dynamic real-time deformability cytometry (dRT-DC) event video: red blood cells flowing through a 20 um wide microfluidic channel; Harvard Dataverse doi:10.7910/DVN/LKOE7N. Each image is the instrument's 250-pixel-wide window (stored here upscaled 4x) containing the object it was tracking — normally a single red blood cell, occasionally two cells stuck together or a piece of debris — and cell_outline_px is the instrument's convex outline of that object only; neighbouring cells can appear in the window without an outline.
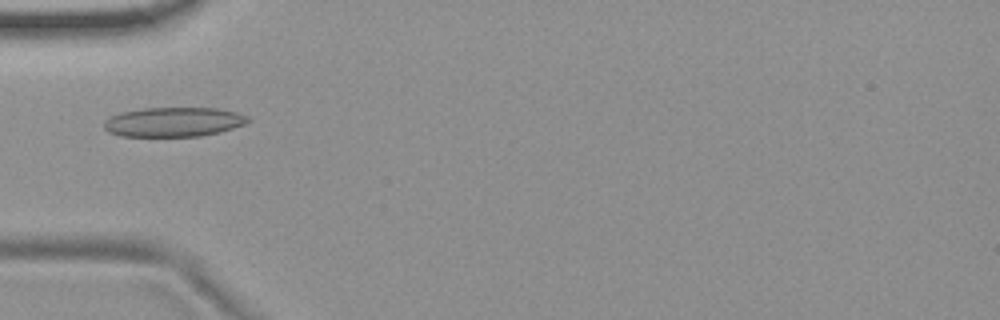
{"species": "common noctule bat (a hibernating species)", "species_latin": "Nyctalus noctula", "temperature_condition": "room temperature", "stored_images_in_passage": 6, "camera_frame_rate_fps": 3000, "um_per_image_px": 0.085, "animal": {"sex": "female", "body_mass_g": 19.9}, "frame": {"image": 1, "passage_image": 2, "time_ms": 1.333, "image_size_px": [1000, 320], "cell_outline_px": [[252, 120], [244, 124], [220, 132], [200, 136], [120, 136], [108, 132], [104, 128], [104, 120], [120, 112], [144, 108], [216, 108], [236, 112], [248, 116]], "centroid_in_image_um": [14.75, 10.36], "position_along_channel_um": 70.2, "area_um2": 24.74}}
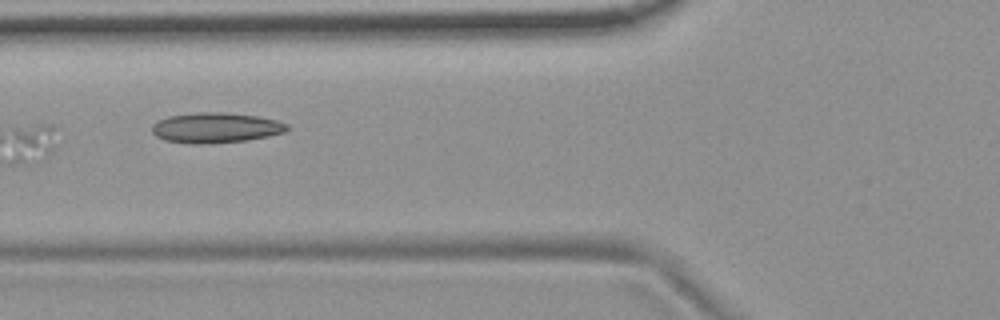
{"frame": {"image": 2, "passage_image": 3, "time_ms": 2.333, "image_size_px": [1000, 320], "cell_outline_px": [[292, 128], [284, 132], [268, 136], [248, 140], [208, 144], [192, 144], [164, 140], [156, 136], [152, 132], [152, 124], [168, 116], [200, 112], [224, 112], [260, 116], [276, 120], [288, 124]], "centroid_in_image_um": [18.37, 10.86], "position_along_channel_um": 107.4, "area_um2": 24.04}}
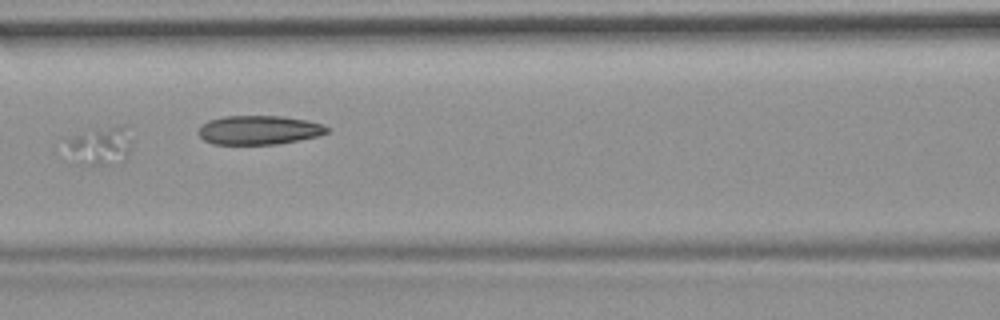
{"frame": {"image": 3, "passage_image": 4, "time_ms": 3.333, "image_size_px": [1000, 320], "cell_outline_px": [[132, 140], [128, 156], [124, 160], [100, 164], [88, 164], [68, 144], [68, 140], [92, 128], [124, 124], [128, 124]], "centroid_in_image_um": [8.77, 12.26], "position_along_channel_um": 157.8, "area_um2": 13.64}}